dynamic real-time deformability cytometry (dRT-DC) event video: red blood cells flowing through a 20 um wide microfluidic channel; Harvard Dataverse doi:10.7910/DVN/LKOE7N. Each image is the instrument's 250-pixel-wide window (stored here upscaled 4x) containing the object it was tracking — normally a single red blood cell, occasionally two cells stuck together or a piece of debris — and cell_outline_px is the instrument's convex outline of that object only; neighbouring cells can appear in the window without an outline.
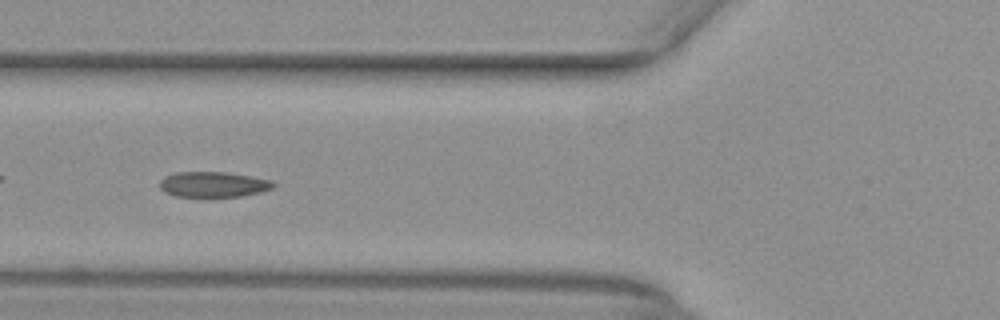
{"species": "common noctule bat (a hibernating species)", "species_latin": "Nyctalus noctula", "temperature_condition": "warm", "stored_images_in_passage": 38, "camera_frame_rate_fps": 3000, "um_per_image_px": 0.085, "animal": {"sex": "female", "body_mass_g": 29.2, "forearm_length_mm": 56.3}, "frame": {"image": 1, "passage_image": 5, "time_ms": 1.333, "image_size_px": [1000, 320], "cell_outline_px": [[276, 184], [272, 188], [260, 192], [240, 196], [176, 196], [164, 192], [160, 188], [160, 180], [164, 176], [176, 172], [228, 172], [272, 180]], "centroid_in_image_um": [18.12, 15.66], "position_along_channel_um": 107.7, "area_um2": 16.76}}
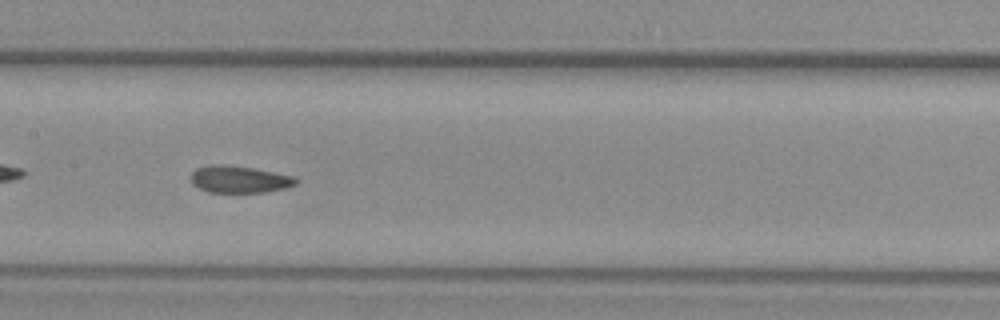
{"frame": {"image": 2, "passage_image": 11, "time_ms": 3.333, "image_size_px": [1000, 320], "cell_outline_px": [[300, 180], [296, 184], [284, 188], [264, 192], [208, 192], [192, 184], [192, 172], [196, 168], [208, 164], [220, 164], [252, 168], [296, 176]], "centroid_in_image_um": [20.36, 15.23], "position_along_channel_um": 187.0, "area_um2": 16.53}}
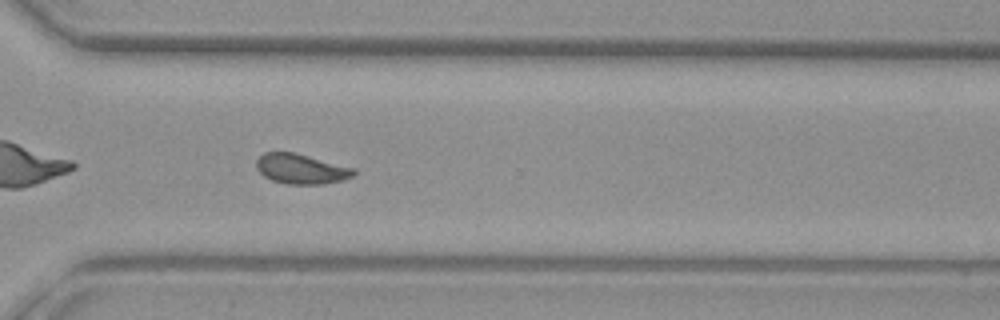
{"frame": {"image": 3, "passage_image": 23, "time_ms": 7.333, "image_size_px": [1000, 320], "cell_outline_px": [[356, 172], [352, 176], [340, 180], [324, 184], [284, 184], [272, 180], [264, 176], [256, 168], [256, 160], [264, 152], [292, 152], [356, 168]], "centroid_in_image_um": [25.58, 14.36], "position_along_channel_um": 345.0, "area_um2": 16.94}, "authors_computed_cell_mechanics": {"area_um2": 17.0221, "velocity_mm_per_s": 3.9567, "shape_relaxation_time_tau1_ms": null, "shape_relaxation_time_tau2_ms": 1.8153, "deformation_change_tau1": null, "deformation_change_tau2": 0.0567}}